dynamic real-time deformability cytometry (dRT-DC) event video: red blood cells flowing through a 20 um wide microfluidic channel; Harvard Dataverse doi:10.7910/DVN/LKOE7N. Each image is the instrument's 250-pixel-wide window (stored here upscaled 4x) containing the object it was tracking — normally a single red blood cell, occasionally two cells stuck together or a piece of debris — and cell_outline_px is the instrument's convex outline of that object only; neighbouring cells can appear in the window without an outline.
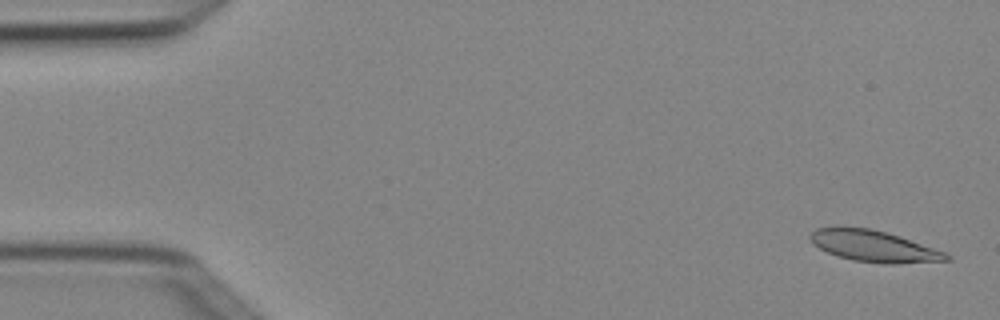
{"species": "Egyptian fruit bat (a non-hibernating species)", "species_latin": "Rousettus aegyptiacus", "temperature_condition": "cold", "stored_images_in_passage": 4, "camera_frame_rate_fps": 3000, "um_per_image_px": 0.085, "animal": {"sex": "female"}, "frame": {"image": 1, "passage_image": 1, "time_ms": 0.0, "image_size_px": [1000, 320], "cell_outline_px": [[952, 260], [896, 264], [884, 264], [852, 260], [828, 252], [812, 244], [808, 236], [816, 228], [836, 224], [868, 228], [900, 236], [944, 252], [952, 256]], "centroid_in_image_um": [74.22, 20.9], "position_along_channel_um": 10.8, "area_um2": 25.26}}
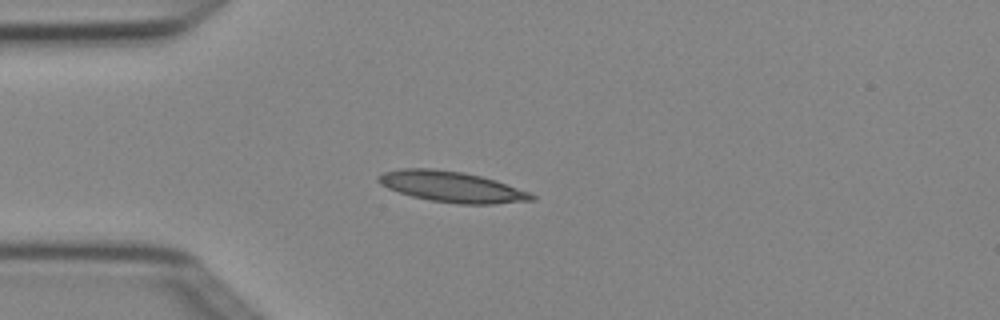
{"frame": {"image": 2, "passage_image": 4, "time_ms": 1.0, "image_size_px": [1000, 320], "cell_outline_px": [[536, 200], [492, 204], [460, 204], [432, 200], [412, 196], [388, 188], [380, 184], [376, 180], [376, 176], [384, 172], [400, 168], [432, 168], [464, 172], [496, 180], [532, 192], [536, 196]], "centroid_in_image_um": [38.43, 15.86], "position_along_channel_um": 46.6, "area_um2": 27.63}}